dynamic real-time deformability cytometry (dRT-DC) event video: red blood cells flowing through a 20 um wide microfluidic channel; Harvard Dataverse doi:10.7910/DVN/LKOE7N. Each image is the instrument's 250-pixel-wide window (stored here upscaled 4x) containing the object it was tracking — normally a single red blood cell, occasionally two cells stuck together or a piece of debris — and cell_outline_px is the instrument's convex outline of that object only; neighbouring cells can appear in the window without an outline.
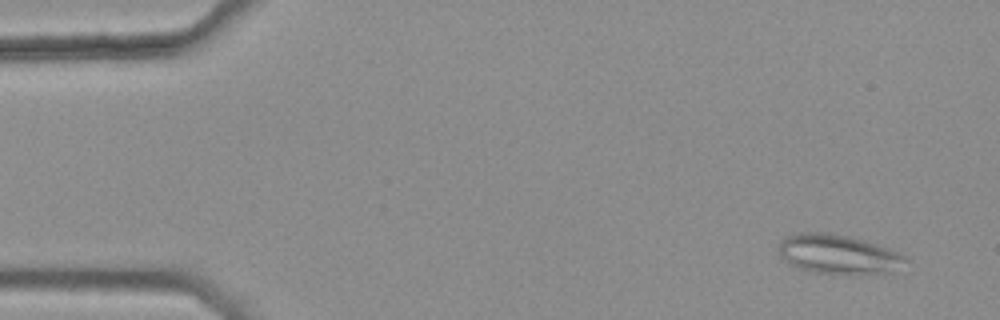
{"species": "common noctule bat (a hibernating species)", "species_latin": "Nyctalus noctula", "temperature_condition": "warm", "stored_images_in_passage": 6, "camera_frame_rate_fps": 3000, "um_per_image_px": 0.085, "animal": {"sex": "female", "body_mass_g": 25.1}, "frame": {"image": 1, "passage_image": 1, "time_ms": 0.0, "image_size_px": [1000, 320], "cell_outline_px": [[908, 260], [892, 272], [812, 272], [788, 264], [780, 256], [776, 248], [780, 240], [784, 236], [796, 232], [824, 232], [848, 236], [876, 244], [888, 248], [904, 256]], "centroid_in_image_um": [71.13, 21.56], "position_along_channel_um": 13.9, "area_um2": 28.55}}
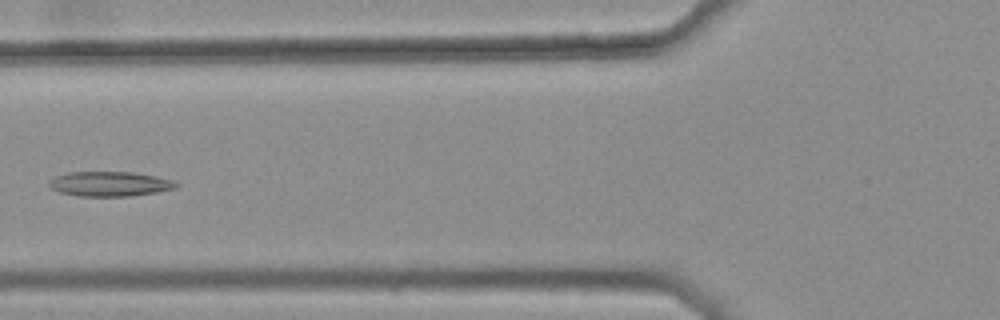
{"frame": {"image": 2, "passage_image": 6, "time_ms": 1.667, "image_size_px": [1000, 320], "cell_outline_px": [[180, 184], [176, 188], [156, 192], [132, 196], [80, 196], [60, 192], [48, 188], [48, 180], [56, 176], [68, 172], [132, 172], [156, 176], [172, 180]], "centroid_in_image_um": [9.31, 15.63], "position_along_channel_um": 116.5, "area_um2": 18.44}}